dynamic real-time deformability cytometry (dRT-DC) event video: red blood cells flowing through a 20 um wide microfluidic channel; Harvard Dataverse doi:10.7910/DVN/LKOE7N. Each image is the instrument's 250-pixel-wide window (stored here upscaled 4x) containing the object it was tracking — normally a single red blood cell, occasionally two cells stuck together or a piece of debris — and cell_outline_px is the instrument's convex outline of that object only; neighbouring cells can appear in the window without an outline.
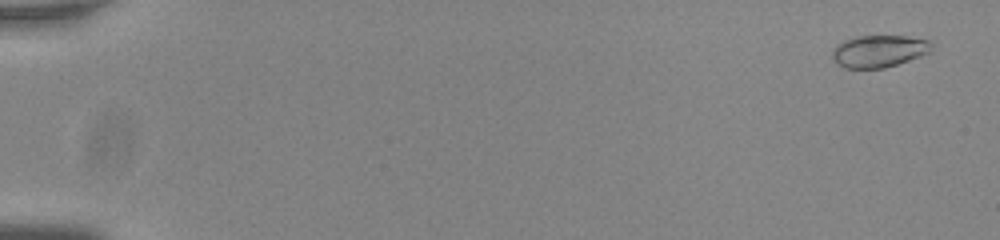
{"species": "common noctule bat (a hibernating species)", "species_latin": "Nyctalus noctula", "temperature_condition": "room temperature", "stored_images_in_passage": 57, "camera_frame_rate_fps": 3000, "um_per_image_px": 0.085, "animal": {"sex": "male", "body_mass_g": 20.0, "forearm_length_mm": 53.3}, "frame": {"image": 1, "passage_image": 3, "time_ms": 0.667, "image_size_px": [1000, 240], "cell_outline_px": [[932, 48], [928, 52], [920, 56], [884, 68], [844, 68], [836, 64], [832, 56], [832, 52], [836, 44], [844, 40], [856, 36], [908, 36], [928, 40], [932, 44]], "centroid_in_image_um": [74.67, 4.34], "position_along_channel_um": 10.3, "area_um2": 18.55}}
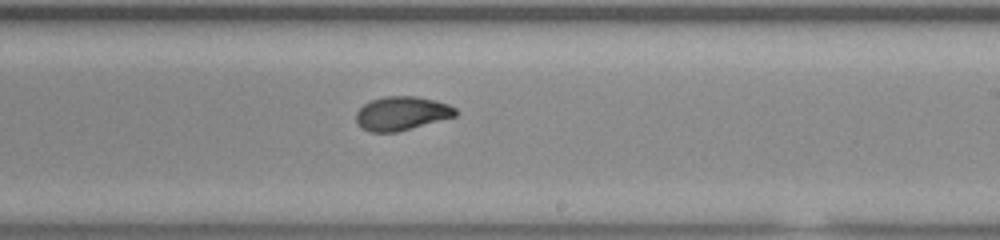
{"frame": {"image": 2, "passage_image": 36, "time_ms": 11.667, "image_size_px": [1000, 240], "cell_outline_px": [[456, 116], [396, 132], [368, 132], [360, 128], [356, 120], [356, 112], [364, 104], [372, 100], [384, 96], [416, 96], [436, 100], [448, 104], [456, 108]], "centroid_in_image_um": [34.12, 9.63], "position_along_channel_um": 254.9, "area_um2": 19.59}}
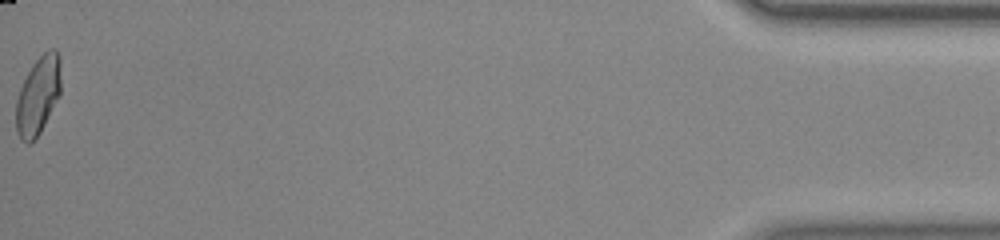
{"frame": {"image": 3, "passage_image": 57, "time_ms": 18.667, "image_size_px": [1000, 240], "cell_outline_px": [[60, 92], [36, 140], [28, 144], [20, 140], [16, 128], [16, 100], [20, 88], [32, 64], [48, 48], [56, 48], [60, 56]], "centroid_in_image_um": [3.23, 8.1], "position_along_channel_um": 432.0, "area_um2": 20.35}, "authors_computed_cell_mechanics": {"area_um2": 19.652, "velocity_mm_per_s": 3.7864, "shape_relaxation_time_tau1_ms": 5.5895, "shape_relaxation_time_tau2_ms": 0.9772, "deformation_change_tau1": 0.1522, "deformation_change_tau2": 0.052}}